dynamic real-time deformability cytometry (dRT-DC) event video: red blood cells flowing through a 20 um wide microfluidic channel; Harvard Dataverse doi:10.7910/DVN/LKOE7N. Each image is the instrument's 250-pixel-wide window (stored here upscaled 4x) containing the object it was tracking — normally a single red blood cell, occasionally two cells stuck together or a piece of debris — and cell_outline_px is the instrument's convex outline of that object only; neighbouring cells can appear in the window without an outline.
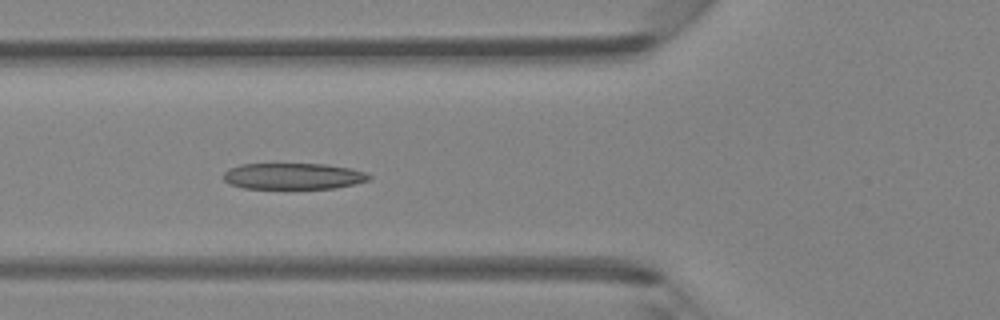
{"species": "Egyptian fruit bat (a non-hibernating species)", "species_latin": "Rousettus aegyptiacus", "temperature_condition": "room temperature", "stored_images_in_passage": 7, "camera_frame_rate_fps": 3000, "um_per_image_px": 0.085, "animal": {"sex": "female"}, "frame": {"image": 1, "passage_image": 5, "time_ms": 5.333, "image_size_px": [1000, 320], "cell_outline_px": [[372, 176], [368, 180], [336, 188], [244, 188], [228, 184], [224, 180], [224, 172], [228, 168], [240, 164], [324, 164], [352, 168], [364, 172]], "centroid_in_image_um": [24.89, 14.97], "position_along_channel_um": 100.9, "area_um2": 22.2}}
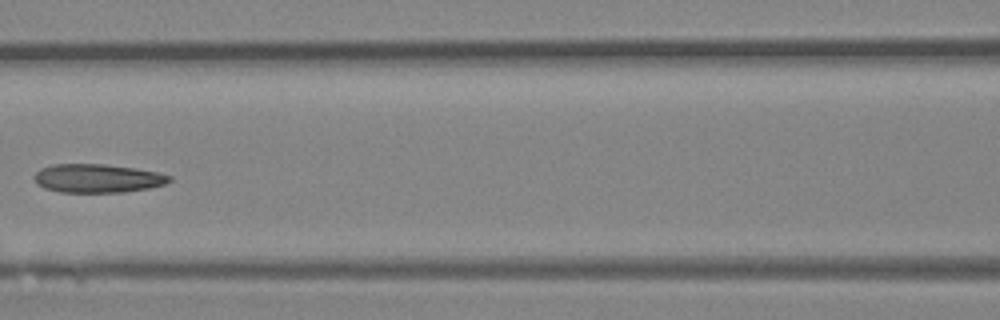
{"frame": {"image": 2, "passage_image": 6, "time_ms": 6.667, "image_size_px": [1000, 320], "cell_outline_px": [[172, 180], [164, 184], [148, 188], [124, 192], [60, 192], [44, 188], [36, 184], [32, 176], [40, 168], [52, 164], [104, 164], [136, 168], [156, 172], [172, 176]], "centroid_in_image_um": [8.24, 15.15], "position_along_channel_um": 158.4, "area_um2": 22.66}}
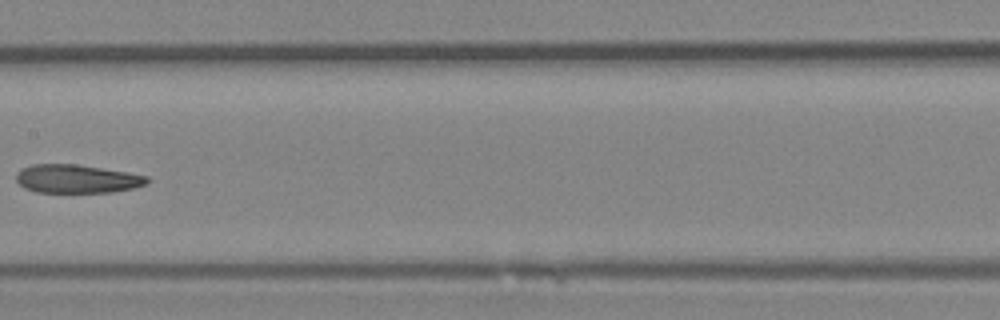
{"frame": {"image": 3, "passage_image": 7, "time_ms": 7.667, "image_size_px": [1000, 320], "cell_outline_px": [[148, 180], [144, 184], [132, 188], [112, 192], [36, 192], [24, 188], [16, 180], [16, 172], [20, 168], [32, 164], [76, 164], [128, 172], [148, 176]], "centroid_in_image_um": [6.48, 15.19], "position_along_channel_um": 200.9, "area_um2": 21.68}}